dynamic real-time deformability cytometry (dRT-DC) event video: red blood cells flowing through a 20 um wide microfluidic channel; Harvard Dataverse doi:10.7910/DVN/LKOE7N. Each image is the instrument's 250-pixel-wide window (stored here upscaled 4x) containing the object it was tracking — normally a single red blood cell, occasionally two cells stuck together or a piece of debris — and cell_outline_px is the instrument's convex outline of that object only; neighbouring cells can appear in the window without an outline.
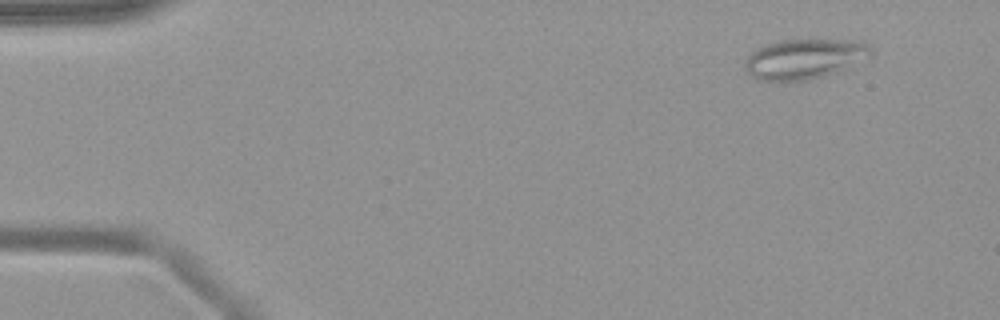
{"species": "common noctule bat (a hibernating species)", "species_latin": "Nyctalus noctula", "temperature_condition": "warm", "stored_images_in_passage": 54, "camera_frame_rate_fps": 3000, "um_per_image_px": 0.085, "animal": {"sex": "female", "body_mass_g": 19.9}, "frame": {"image": 1, "passage_image": 5, "time_ms": 1.333, "image_size_px": [1000, 320], "cell_outline_px": [[872, 56], [836, 72], [824, 76], [804, 80], [756, 80], [744, 68], [744, 60], [756, 48], [764, 44], [780, 40], [860, 40], [868, 44], [872, 52]], "centroid_in_image_um": [68.36, 4.99], "position_along_channel_um": 16.6, "area_um2": 29.36}}
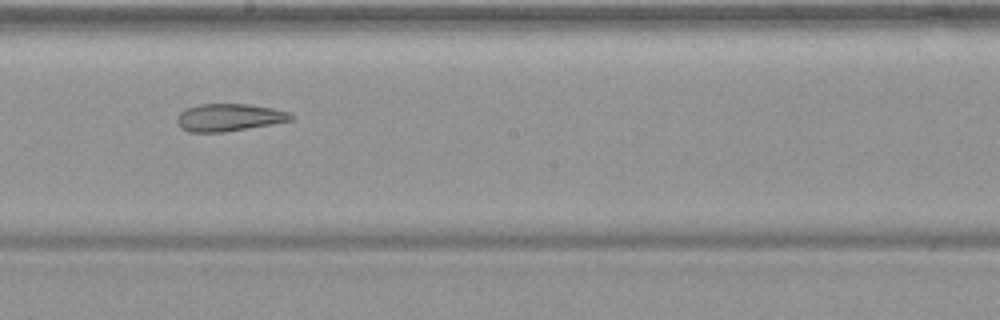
{"frame": {"image": 2, "passage_image": 31, "time_ms": 10.0, "image_size_px": [1000, 320], "cell_outline_px": [[296, 116], [292, 120], [272, 124], [224, 132], [188, 132], [180, 128], [176, 120], [176, 116], [184, 108], [200, 104], [248, 104], [272, 108], [288, 112]], "centroid_in_image_um": [19.43, 9.98], "position_along_channel_um": 228.8, "area_um2": 18.38}}
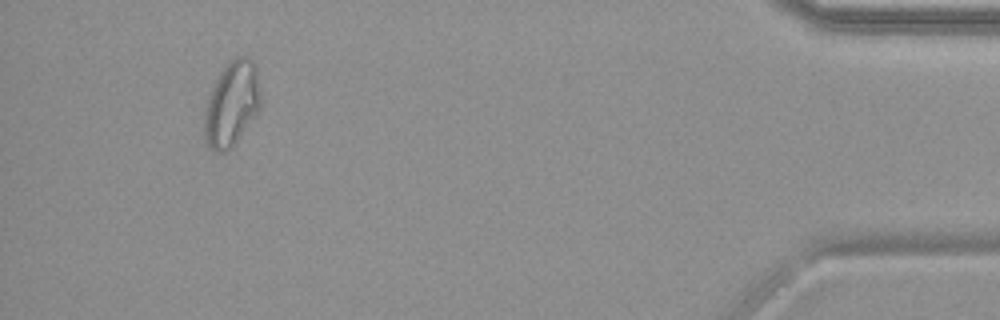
{"frame": {"image": 3, "passage_image": 51, "time_ms": 16.667, "image_size_px": [1000, 320], "cell_outline_px": [[260, 108], [232, 148], [224, 152], [216, 152], [204, 140], [204, 108], [212, 84], [228, 60], [236, 56], [244, 56], [252, 60], [256, 64], [260, 92]], "centroid_in_image_um": [19.68, 8.8], "position_along_channel_um": 415.5, "area_um2": 28.15}, "authors_computed_cell_mechanics": {"area_um2": 25.1719, "velocity_mm_per_s": 3.7312, "shape_relaxation_time_tau1_ms": null, "shape_relaxation_time_tau2_ms": 3.8229, "deformation_change_tau1": null, "deformation_change_tau2": 0.13}}